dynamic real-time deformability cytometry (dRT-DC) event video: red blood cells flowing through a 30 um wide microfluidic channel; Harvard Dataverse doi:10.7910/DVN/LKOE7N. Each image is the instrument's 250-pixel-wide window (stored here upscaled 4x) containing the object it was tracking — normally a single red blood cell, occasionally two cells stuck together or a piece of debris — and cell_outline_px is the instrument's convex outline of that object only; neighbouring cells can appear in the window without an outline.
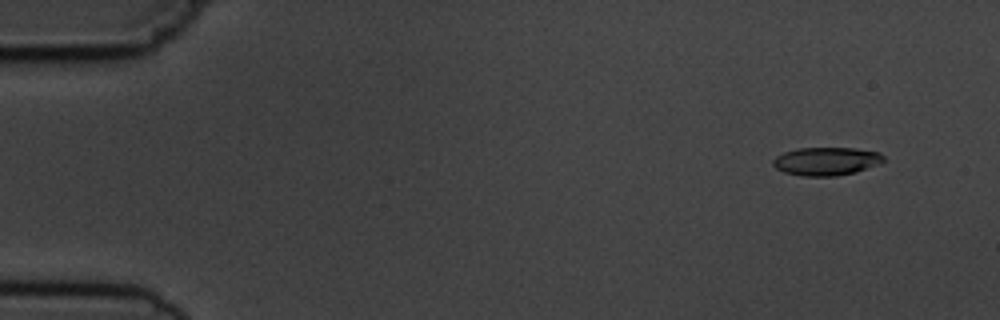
{"species": "common noctule bat (a hibernating species)", "species_latin": "Nyctalus noctula", "temperature_condition": "cold", "stored_images_in_passage": 6, "camera_frame_rate_fps": 3000, "um_per_image_px": 0.085, "animal": {"sex": "male", "body_mass_g": 19.5, "forearm_length_mm": 54.6}, "frame": {"image": 1, "passage_image": 2, "time_ms": 1.0, "image_size_px": [1000, 320], "cell_outline_px": [[884, 160], [880, 164], [856, 172], [836, 176], [804, 176], [784, 172], [776, 168], [772, 164], [772, 160], [776, 156], [784, 152], [796, 148], [856, 148], [880, 152], [884, 156]], "centroid_in_image_um": [70.25, 13.7], "position_along_channel_um": 14.8, "area_um2": 18.32}}
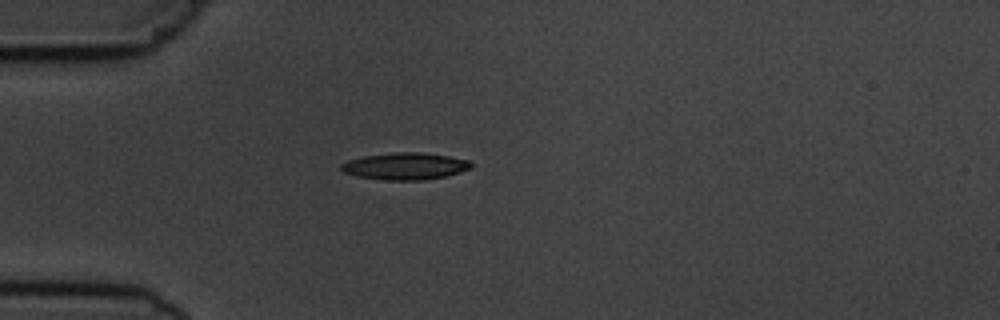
{"frame": {"image": 2, "passage_image": 5, "time_ms": 4.667, "image_size_px": [1000, 320], "cell_outline_px": [[472, 168], [460, 172], [444, 176], [424, 180], [384, 180], [356, 176], [344, 172], [340, 168], [340, 164], [348, 160], [364, 156], [396, 152], [420, 152], [448, 156], [468, 160], [472, 164]], "centroid_in_image_um": [34.42, 14.12], "position_along_channel_um": 50.6, "area_um2": 20.35}}